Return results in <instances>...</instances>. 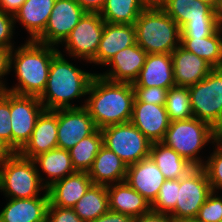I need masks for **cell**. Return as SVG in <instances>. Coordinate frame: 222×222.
<instances>
[{"mask_svg":"<svg viewBox=\"0 0 222 222\" xmlns=\"http://www.w3.org/2000/svg\"><path fill=\"white\" fill-rule=\"evenodd\" d=\"M88 94L84 107L98 129L130 122L135 99L132 83L113 82L95 74Z\"/></svg>","mask_w":222,"mask_h":222,"instance_id":"6da1fadb","label":"cell"},{"mask_svg":"<svg viewBox=\"0 0 222 222\" xmlns=\"http://www.w3.org/2000/svg\"><path fill=\"white\" fill-rule=\"evenodd\" d=\"M55 48L34 40H27L16 50L13 48L10 54V68L14 64L18 85L7 88L6 91L39 97L45 90L52 58L59 51Z\"/></svg>","mask_w":222,"mask_h":222,"instance_id":"7a4b0ae2","label":"cell"},{"mask_svg":"<svg viewBox=\"0 0 222 222\" xmlns=\"http://www.w3.org/2000/svg\"><path fill=\"white\" fill-rule=\"evenodd\" d=\"M94 75L75 67L59 50L52 58L45 90L38 98L45 110L78 108L69 102L87 95Z\"/></svg>","mask_w":222,"mask_h":222,"instance_id":"3957f363","label":"cell"},{"mask_svg":"<svg viewBox=\"0 0 222 222\" xmlns=\"http://www.w3.org/2000/svg\"><path fill=\"white\" fill-rule=\"evenodd\" d=\"M134 26L136 43L147 54H171L181 45V28L161 7H146Z\"/></svg>","mask_w":222,"mask_h":222,"instance_id":"277c9868","label":"cell"},{"mask_svg":"<svg viewBox=\"0 0 222 222\" xmlns=\"http://www.w3.org/2000/svg\"><path fill=\"white\" fill-rule=\"evenodd\" d=\"M41 177L33 159L13 152L0 165V190L13 199L39 197V191H47L43 185L45 179Z\"/></svg>","mask_w":222,"mask_h":222,"instance_id":"5b68a950","label":"cell"},{"mask_svg":"<svg viewBox=\"0 0 222 222\" xmlns=\"http://www.w3.org/2000/svg\"><path fill=\"white\" fill-rule=\"evenodd\" d=\"M210 141H212L211 125L191 117L170 122L162 143L175 150L194 167H202L204 161L197 155Z\"/></svg>","mask_w":222,"mask_h":222,"instance_id":"8992f818","label":"cell"},{"mask_svg":"<svg viewBox=\"0 0 222 222\" xmlns=\"http://www.w3.org/2000/svg\"><path fill=\"white\" fill-rule=\"evenodd\" d=\"M103 145L119 156L127 166L150 156L152 142L131 122L100 129Z\"/></svg>","mask_w":222,"mask_h":222,"instance_id":"52a82bcc","label":"cell"},{"mask_svg":"<svg viewBox=\"0 0 222 222\" xmlns=\"http://www.w3.org/2000/svg\"><path fill=\"white\" fill-rule=\"evenodd\" d=\"M188 90L194 117L212 125L222 115V68H214Z\"/></svg>","mask_w":222,"mask_h":222,"instance_id":"ba28073f","label":"cell"},{"mask_svg":"<svg viewBox=\"0 0 222 222\" xmlns=\"http://www.w3.org/2000/svg\"><path fill=\"white\" fill-rule=\"evenodd\" d=\"M212 192L210 182L203 167H194L180 178V188L175 209L169 214L177 222L196 218L199 209Z\"/></svg>","mask_w":222,"mask_h":222,"instance_id":"9c48e42d","label":"cell"},{"mask_svg":"<svg viewBox=\"0 0 222 222\" xmlns=\"http://www.w3.org/2000/svg\"><path fill=\"white\" fill-rule=\"evenodd\" d=\"M44 110V106L37 96L18 95L10 92L13 152H19L30 140L37 118Z\"/></svg>","mask_w":222,"mask_h":222,"instance_id":"30bf717a","label":"cell"},{"mask_svg":"<svg viewBox=\"0 0 222 222\" xmlns=\"http://www.w3.org/2000/svg\"><path fill=\"white\" fill-rule=\"evenodd\" d=\"M104 25L99 12H86L64 41L68 54L94 63Z\"/></svg>","mask_w":222,"mask_h":222,"instance_id":"8fae6325","label":"cell"},{"mask_svg":"<svg viewBox=\"0 0 222 222\" xmlns=\"http://www.w3.org/2000/svg\"><path fill=\"white\" fill-rule=\"evenodd\" d=\"M85 13L75 0H56L45 30L34 41L51 46L62 44Z\"/></svg>","mask_w":222,"mask_h":222,"instance_id":"7c38bea8","label":"cell"},{"mask_svg":"<svg viewBox=\"0 0 222 222\" xmlns=\"http://www.w3.org/2000/svg\"><path fill=\"white\" fill-rule=\"evenodd\" d=\"M84 106L58 109V148L69 150L98 129Z\"/></svg>","mask_w":222,"mask_h":222,"instance_id":"4fadbf2b","label":"cell"},{"mask_svg":"<svg viewBox=\"0 0 222 222\" xmlns=\"http://www.w3.org/2000/svg\"><path fill=\"white\" fill-rule=\"evenodd\" d=\"M130 122L152 143L163 141L170 124L165 105L139 102L136 98Z\"/></svg>","mask_w":222,"mask_h":222,"instance_id":"5bb4252c","label":"cell"},{"mask_svg":"<svg viewBox=\"0 0 222 222\" xmlns=\"http://www.w3.org/2000/svg\"><path fill=\"white\" fill-rule=\"evenodd\" d=\"M166 178L149 156L127 168L126 182L152 204Z\"/></svg>","mask_w":222,"mask_h":222,"instance_id":"9a60e30c","label":"cell"},{"mask_svg":"<svg viewBox=\"0 0 222 222\" xmlns=\"http://www.w3.org/2000/svg\"><path fill=\"white\" fill-rule=\"evenodd\" d=\"M58 109L44 110L37 118L30 140L19 151L26 158L33 159L39 154L58 148Z\"/></svg>","mask_w":222,"mask_h":222,"instance_id":"2e32d148","label":"cell"},{"mask_svg":"<svg viewBox=\"0 0 222 222\" xmlns=\"http://www.w3.org/2000/svg\"><path fill=\"white\" fill-rule=\"evenodd\" d=\"M147 53L136 43L116 53L106 64L109 72L98 74L113 82L134 83L145 63Z\"/></svg>","mask_w":222,"mask_h":222,"instance_id":"e0dca14e","label":"cell"},{"mask_svg":"<svg viewBox=\"0 0 222 222\" xmlns=\"http://www.w3.org/2000/svg\"><path fill=\"white\" fill-rule=\"evenodd\" d=\"M176 86L189 87L203 80L214 68L179 45L171 53Z\"/></svg>","mask_w":222,"mask_h":222,"instance_id":"ac0fdd59","label":"cell"},{"mask_svg":"<svg viewBox=\"0 0 222 222\" xmlns=\"http://www.w3.org/2000/svg\"><path fill=\"white\" fill-rule=\"evenodd\" d=\"M134 44H136L134 24H113L105 22L99 48L94 57V64L106 66L116 53Z\"/></svg>","mask_w":222,"mask_h":222,"instance_id":"d6986e66","label":"cell"},{"mask_svg":"<svg viewBox=\"0 0 222 222\" xmlns=\"http://www.w3.org/2000/svg\"><path fill=\"white\" fill-rule=\"evenodd\" d=\"M92 184L87 172L76 171L47 188L49 204L61 208H72Z\"/></svg>","mask_w":222,"mask_h":222,"instance_id":"ffe728a7","label":"cell"},{"mask_svg":"<svg viewBox=\"0 0 222 222\" xmlns=\"http://www.w3.org/2000/svg\"><path fill=\"white\" fill-rule=\"evenodd\" d=\"M133 87H160L170 89L176 86L171 54H148Z\"/></svg>","mask_w":222,"mask_h":222,"instance_id":"44dd1931","label":"cell"},{"mask_svg":"<svg viewBox=\"0 0 222 222\" xmlns=\"http://www.w3.org/2000/svg\"><path fill=\"white\" fill-rule=\"evenodd\" d=\"M127 168V164L119 156L102 145L87 173L93 184L108 186L114 182H124Z\"/></svg>","mask_w":222,"mask_h":222,"instance_id":"7402d4cb","label":"cell"},{"mask_svg":"<svg viewBox=\"0 0 222 222\" xmlns=\"http://www.w3.org/2000/svg\"><path fill=\"white\" fill-rule=\"evenodd\" d=\"M44 192L40 197L10 198L0 212V222H46L49 196L47 191Z\"/></svg>","mask_w":222,"mask_h":222,"instance_id":"603a6c76","label":"cell"},{"mask_svg":"<svg viewBox=\"0 0 222 222\" xmlns=\"http://www.w3.org/2000/svg\"><path fill=\"white\" fill-rule=\"evenodd\" d=\"M109 210L138 217L151 211V204L126 181L107 186Z\"/></svg>","mask_w":222,"mask_h":222,"instance_id":"cb8c5ba5","label":"cell"},{"mask_svg":"<svg viewBox=\"0 0 222 222\" xmlns=\"http://www.w3.org/2000/svg\"><path fill=\"white\" fill-rule=\"evenodd\" d=\"M161 8L180 28L188 21L217 20L216 10L201 0H164Z\"/></svg>","mask_w":222,"mask_h":222,"instance_id":"d4e9b609","label":"cell"},{"mask_svg":"<svg viewBox=\"0 0 222 222\" xmlns=\"http://www.w3.org/2000/svg\"><path fill=\"white\" fill-rule=\"evenodd\" d=\"M56 0H26L14 14V20L20 21L29 32V40H35L44 30Z\"/></svg>","mask_w":222,"mask_h":222,"instance_id":"484cf974","label":"cell"},{"mask_svg":"<svg viewBox=\"0 0 222 222\" xmlns=\"http://www.w3.org/2000/svg\"><path fill=\"white\" fill-rule=\"evenodd\" d=\"M150 157L166 179H180L194 166L162 142L152 143Z\"/></svg>","mask_w":222,"mask_h":222,"instance_id":"4316f807","label":"cell"},{"mask_svg":"<svg viewBox=\"0 0 222 222\" xmlns=\"http://www.w3.org/2000/svg\"><path fill=\"white\" fill-rule=\"evenodd\" d=\"M33 161L36 167L40 165L42 171L49 176V180L43 183L46 188L76 172L72 166L69 150L55 148L39 154L33 158Z\"/></svg>","mask_w":222,"mask_h":222,"instance_id":"83f0119b","label":"cell"},{"mask_svg":"<svg viewBox=\"0 0 222 222\" xmlns=\"http://www.w3.org/2000/svg\"><path fill=\"white\" fill-rule=\"evenodd\" d=\"M72 209L84 222H90L102 216L109 211L107 186L92 184Z\"/></svg>","mask_w":222,"mask_h":222,"instance_id":"f1b7e54d","label":"cell"},{"mask_svg":"<svg viewBox=\"0 0 222 222\" xmlns=\"http://www.w3.org/2000/svg\"><path fill=\"white\" fill-rule=\"evenodd\" d=\"M222 29L204 38H181V46L208 62L213 68H222Z\"/></svg>","mask_w":222,"mask_h":222,"instance_id":"f546056e","label":"cell"},{"mask_svg":"<svg viewBox=\"0 0 222 222\" xmlns=\"http://www.w3.org/2000/svg\"><path fill=\"white\" fill-rule=\"evenodd\" d=\"M145 8L141 0H106L99 14L106 23L134 24Z\"/></svg>","mask_w":222,"mask_h":222,"instance_id":"4dcf8cb0","label":"cell"},{"mask_svg":"<svg viewBox=\"0 0 222 222\" xmlns=\"http://www.w3.org/2000/svg\"><path fill=\"white\" fill-rule=\"evenodd\" d=\"M102 145L103 135L101 130L97 129L69 149L72 166L75 171L88 172Z\"/></svg>","mask_w":222,"mask_h":222,"instance_id":"1f68e13d","label":"cell"},{"mask_svg":"<svg viewBox=\"0 0 222 222\" xmlns=\"http://www.w3.org/2000/svg\"><path fill=\"white\" fill-rule=\"evenodd\" d=\"M165 109L170 122L194 117L188 87L174 86L168 89Z\"/></svg>","mask_w":222,"mask_h":222,"instance_id":"d6a6232c","label":"cell"},{"mask_svg":"<svg viewBox=\"0 0 222 222\" xmlns=\"http://www.w3.org/2000/svg\"><path fill=\"white\" fill-rule=\"evenodd\" d=\"M180 179H166L160 187L159 194L151 204V210L157 213L170 214L177 203Z\"/></svg>","mask_w":222,"mask_h":222,"instance_id":"836d02e7","label":"cell"},{"mask_svg":"<svg viewBox=\"0 0 222 222\" xmlns=\"http://www.w3.org/2000/svg\"><path fill=\"white\" fill-rule=\"evenodd\" d=\"M216 147L213 154L208 157V160L202 166L213 192H215V189H222V147Z\"/></svg>","mask_w":222,"mask_h":222,"instance_id":"e575fe53","label":"cell"},{"mask_svg":"<svg viewBox=\"0 0 222 222\" xmlns=\"http://www.w3.org/2000/svg\"><path fill=\"white\" fill-rule=\"evenodd\" d=\"M219 29L217 20L188 21L181 28V38H204Z\"/></svg>","mask_w":222,"mask_h":222,"instance_id":"d590c367","label":"cell"},{"mask_svg":"<svg viewBox=\"0 0 222 222\" xmlns=\"http://www.w3.org/2000/svg\"><path fill=\"white\" fill-rule=\"evenodd\" d=\"M10 115V92L3 91L0 94V138L12 150Z\"/></svg>","mask_w":222,"mask_h":222,"instance_id":"8d00e7d4","label":"cell"},{"mask_svg":"<svg viewBox=\"0 0 222 222\" xmlns=\"http://www.w3.org/2000/svg\"><path fill=\"white\" fill-rule=\"evenodd\" d=\"M201 222H220L222 220V197L211 192L199 209L196 217Z\"/></svg>","mask_w":222,"mask_h":222,"instance_id":"74e56055","label":"cell"},{"mask_svg":"<svg viewBox=\"0 0 222 222\" xmlns=\"http://www.w3.org/2000/svg\"><path fill=\"white\" fill-rule=\"evenodd\" d=\"M135 98L139 102L152 103L155 105H165L168 89L156 86L133 87Z\"/></svg>","mask_w":222,"mask_h":222,"instance_id":"f35d334b","label":"cell"},{"mask_svg":"<svg viewBox=\"0 0 222 222\" xmlns=\"http://www.w3.org/2000/svg\"><path fill=\"white\" fill-rule=\"evenodd\" d=\"M14 16L0 11V47L13 49L11 44L14 28Z\"/></svg>","mask_w":222,"mask_h":222,"instance_id":"ab89813d","label":"cell"},{"mask_svg":"<svg viewBox=\"0 0 222 222\" xmlns=\"http://www.w3.org/2000/svg\"><path fill=\"white\" fill-rule=\"evenodd\" d=\"M46 222H84L72 208H61L48 204Z\"/></svg>","mask_w":222,"mask_h":222,"instance_id":"60d3db41","label":"cell"},{"mask_svg":"<svg viewBox=\"0 0 222 222\" xmlns=\"http://www.w3.org/2000/svg\"><path fill=\"white\" fill-rule=\"evenodd\" d=\"M12 49L0 47V90L6 91V85L2 82V77L11 71L10 68V54Z\"/></svg>","mask_w":222,"mask_h":222,"instance_id":"b9f144b4","label":"cell"},{"mask_svg":"<svg viewBox=\"0 0 222 222\" xmlns=\"http://www.w3.org/2000/svg\"><path fill=\"white\" fill-rule=\"evenodd\" d=\"M133 222H177L171 215L150 211L133 218Z\"/></svg>","mask_w":222,"mask_h":222,"instance_id":"7bdbcfd3","label":"cell"},{"mask_svg":"<svg viewBox=\"0 0 222 222\" xmlns=\"http://www.w3.org/2000/svg\"><path fill=\"white\" fill-rule=\"evenodd\" d=\"M90 222H133V217L109 210L102 216Z\"/></svg>","mask_w":222,"mask_h":222,"instance_id":"ee69618b","label":"cell"},{"mask_svg":"<svg viewBox=\"0 0 222 222\" xmlns=\"http://www.w3.org/2000/svg\"><path fill=\"white\" fill-rule=\"evenodd\" d=\"M25 1L26 0H0V11L14 16Z\"/></svg>","mask_w":222,"mask_h":222,"instance_id":"f6af8a7d","label":"cell"},{"mask_svg":"<svg viewBox=\"0 0 222 222\" xmlns=\"http://www.w3.org/2000/svg\"><path fill=\"white\" fill-rule=\"evenodd\" d=\"M86 12H100L106 0H75Z\"/></svg>","mask_w":222,"mask_h":222,"instance_id":"bcb514c9","label":"cell"},{"mask_svg":"<svg viewBox=\"0 0 222 222\" xmlns=\"http://www.w3.org/2000/svg\"><path fill=\"white\" fill-rule=\"evenodd\" d=\"M212 143L222 147V115L211 125Z\"/></svg>","mask_w":222,"mask_h":222,"instance_id":"7dc6e473","label":"cell"},{"mask_svg":"<svg viewBox=\"0 0 222 222\" xmlns=\"http://www.w3.org/2000/svg\"><path fill=\"white\" fill-rule=\"evenodd\" d=\"M13 151L4 143V141L0 138V165L2 162L7 159Z\"/></svg>","mask_w":222,"mask_h":222,"instance_id":"c3c4849f","label":"cell"},{"mask_svg":"<svg viewBox=\"0 0 222 222\" xmlns=\"http://www.w3.org/2000/svg\"><path fill=\"white\" fill-rule=\"evenodd\" d=\"M146 7H161L164 0H141Z\"/></svg>","mask_w":222,"mask_h":222,"instance_id":"681fc988","label":"cell"},{"mask_svg":"<svg viewBox=\"0 0 222 222\" xmlns=\"http://www.w3.org/2000/svg\"><path fill=\"white\" fill-rule=\"evenodd\" d=\"M216 14H217V22L219 25V28L222 29V0H220V4L218 9L216 10Z\"/></svg>","mask_w":222,"mask_h":222,"instance_id":"f907efd6","label":"cell"},{"mask_svg":"<svg viewBox=\"0 0 222 222\" xmlns=\"http://www.w3.org/2000/svg\"><path fill=\"white\" fill-rule=\"evenodd\" d=\"M204 3H207L211 6L214 10H217L220 4V0H201Z\"/></svg>","mask_w":222,"mask_h":222,"instance_id":"816d5d0a","label":"cell"},{"mask_svg":"<svg viewBox=\"0 0 222 222\" xmlns=\"http://www.w3.org/2000/svg\"><path fill=\"white\" fill-rule=\"evenodd\" d=\"M178 222H201V221H199L197 218H187V219L180 220Z\"/></svg>","mask_w":222,"mask_h":222,"instance_id":"f5cc1de1","label":"cell"}]
</instances>
